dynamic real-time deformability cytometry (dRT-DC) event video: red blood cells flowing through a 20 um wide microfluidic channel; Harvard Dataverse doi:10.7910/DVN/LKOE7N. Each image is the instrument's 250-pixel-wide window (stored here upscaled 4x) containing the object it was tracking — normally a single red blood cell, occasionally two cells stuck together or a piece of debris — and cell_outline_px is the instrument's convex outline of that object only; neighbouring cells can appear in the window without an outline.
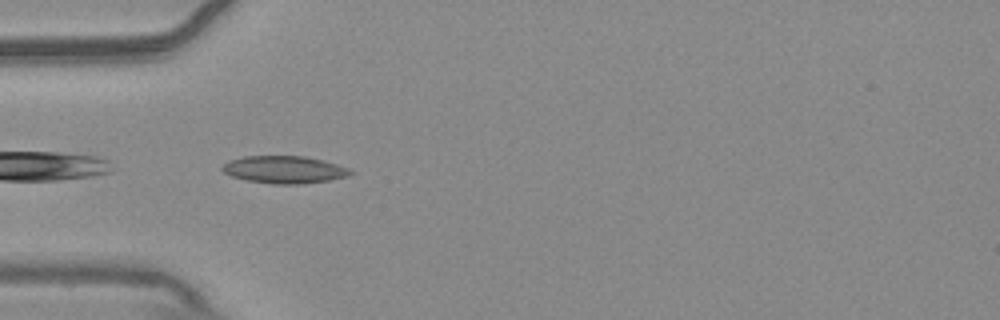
{"species": "common noctule bat (a hibernating species)", "species_latin": "Nyctalus noctula", "temperature_condition": "warm", "stored_images_in_passage": 14, "camera_frame_rate_fps": 3000, "um_per_image_px": 0.085, "animal": {"sex": "male", "body_mass_g": 20.4}, "frame": {"image": 1, "passage_image": 1, "time_ms": 0.0, "image_size_px": [1000, 320], "cell_outline_px": [[352, 172], [348, 176], [328, 180], [300, 184], [272, 184], [248, 180], [232, 176], [224, 172], [220, 168], [228, 160], [244, 156], [304, 156], [324, 160], [348, 168]], "centroid_in_image_um": [24.14, 14.41], "position_along_channel_um": 60.9, "area_um2": 20.35}}
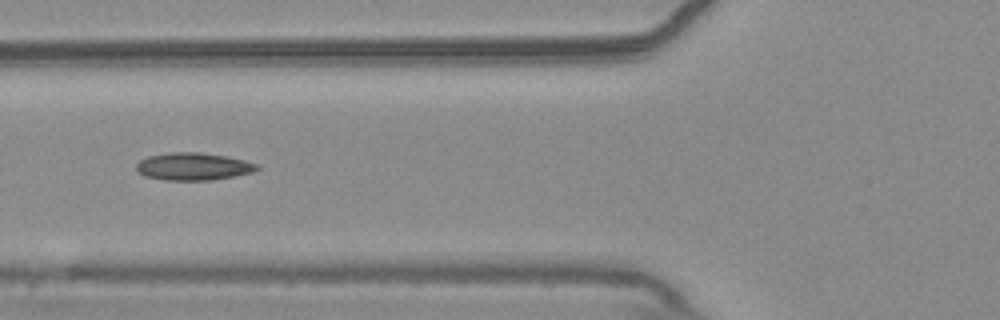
{"frame": {"image": 2, "passage_image": 5, "time_ms": 1.333, "image_size_px": [1000, 320], "cell_outline_px": [[260, 168], [252, 172], [212, 180], [164, 180], [144, 176], [136, 168], [136, 164], [140, 160], [148, 156], [172, 152], [200, 152], [224, 156], [244, 160], [260, 164]], "centroid_in_image_um": [16.43, 14.15], "position_along_channel_um": 109.4, "area_um2": 19.25}}
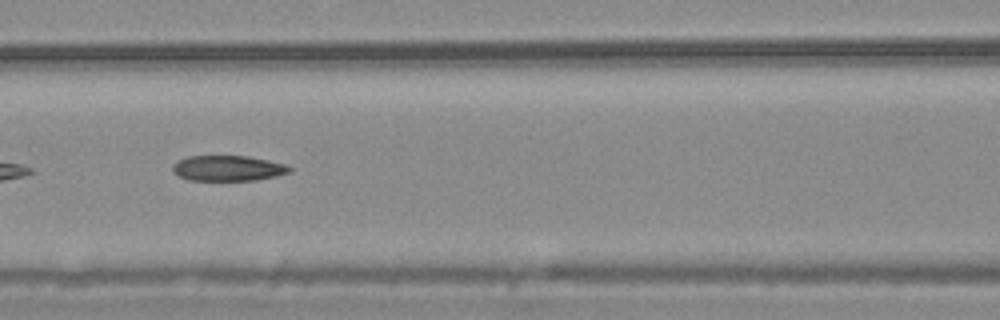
{"frame": {"image": 3, "passage_image": 8, "time_ms": 2.333, "image_size_px": [1000, 320], "cell_outline_px": [[292, 172], [276, 176], [256, 180], [188, 180], [172, 172], [172, 164], [188, 156], [248, 156], [268, 160], [284, 164], [292, 168]], "centroid_in_image_um": [19.38, 14.3], "position_along_channel_um": 147.2, "area_um2": 17.34}}